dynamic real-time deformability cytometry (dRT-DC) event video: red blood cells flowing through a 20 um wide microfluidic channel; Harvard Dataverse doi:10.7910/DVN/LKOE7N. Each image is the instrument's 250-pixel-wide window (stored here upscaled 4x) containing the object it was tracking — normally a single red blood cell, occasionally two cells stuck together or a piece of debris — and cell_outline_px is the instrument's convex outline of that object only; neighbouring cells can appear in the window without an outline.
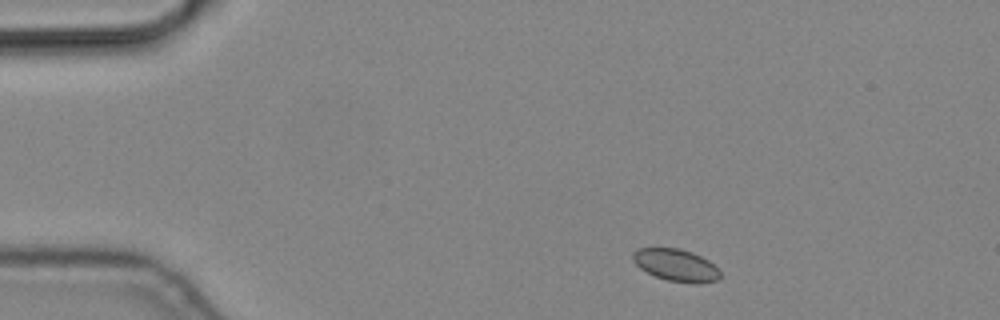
{"species": "common noctule bat (a hibernating species)", "species_latin": "Nyctalus noctula", "temperature_condition": "cold", "stored_images_in_passage": 4, "camera_frame_rate_fps": 3000, "um_per_image_px": 0.085, "animal": {"sex": "male", "body_mass_g": 19.2, "forearm_length_mm": 51.8}, "frame": {"image": 1, "passage_image": 1, "time_ms": 0.0, "image_size_px": [1000, 320], "cell_outline_px": [[720, 276], [716, 280], [700, 284], [692, 284], [668, 280], [656, 276], [640, 268], [632, 260], [632, 252], [640, 248], [680, 248], [692, 252], [708, 260], [720, 272]], "centroid_in_image_um": [57.45, 22.53], "position_along_channel_um": 27.6, "area_um2": 16.3}}